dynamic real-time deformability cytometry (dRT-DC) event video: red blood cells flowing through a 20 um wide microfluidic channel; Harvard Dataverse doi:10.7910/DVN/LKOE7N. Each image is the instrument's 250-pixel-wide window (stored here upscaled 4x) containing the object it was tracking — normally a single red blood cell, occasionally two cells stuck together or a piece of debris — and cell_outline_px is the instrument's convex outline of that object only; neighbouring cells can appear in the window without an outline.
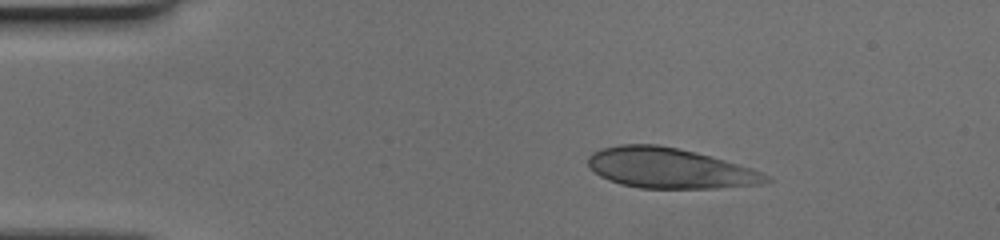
{"species": "human", "species_latin": "Homo sapiens", "temperature_condition": "cold", "stored_images_in_passage": 35, "camera_frame_rate_fps": 3000, "um_per_image_px": 0.085, "donor": {"sex": "female"}, "frame": {"image": 1, "passage_image": 1, "time_ms": 0.0, "image_size_px": [1000, 240], "cell_outline_px": [[772, 180], [760, 184], [716, 188], [640, 188], [620, 184], [608, 180], [600, 176], [588, 164], [588, 156], [592, 152], [600, 148], [620, 144], [656, 144], [696, 152], [752, 168], [768, 176]], "centroid_in_image_um": [56.89, 14.29], "position_along_channel_um": 28.1, "area_um2": 41.62}}
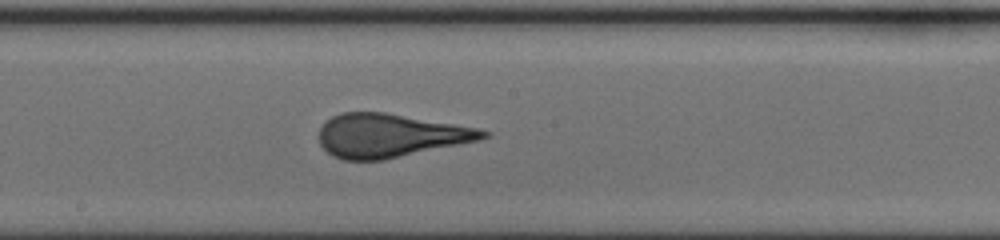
{"frame": {"image": 2, "passage_image": 20, "time_ms": 6.333, "image_size_px": [1000, 240], "cell_outline_px": [[492, 136], [480, 140], [384, 160], [344, 160], [332, 156], [320, 144], [320, 128], [332, 116], [344, 112], [384, 112], [480, 128], [492, 132]], "centroid_in_image_um": [33.21, 11.52], "position_along_channel_um": 215.0, "area_um2": 41.62}}
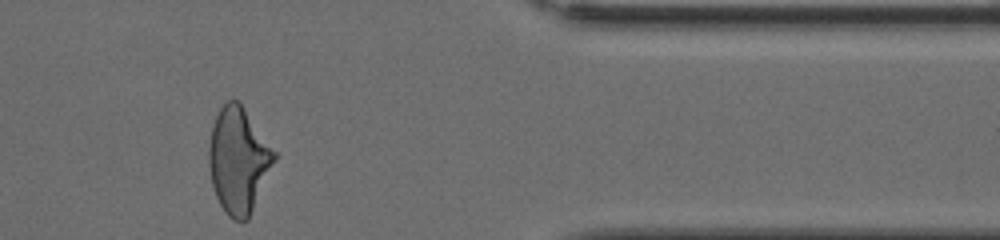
{"frame": {"image": 3, "passage_image": 35, "time_ms": 11.333, "image_size_px": [1000, 240], "cell_outline_px": [[276, 160], [248, 220], [232, 220], [228, 216], [220, 204], [216, 196], [212, 184], [208, 164], [208, 144], [212, 124], [220, 108], [228, 100], [236, 100], [244, 108], [276, 152]], "centroid_in_image_um": [20.26, 13.63], "position_along_channel_um": 391.1, "area_um2": 40.17}}